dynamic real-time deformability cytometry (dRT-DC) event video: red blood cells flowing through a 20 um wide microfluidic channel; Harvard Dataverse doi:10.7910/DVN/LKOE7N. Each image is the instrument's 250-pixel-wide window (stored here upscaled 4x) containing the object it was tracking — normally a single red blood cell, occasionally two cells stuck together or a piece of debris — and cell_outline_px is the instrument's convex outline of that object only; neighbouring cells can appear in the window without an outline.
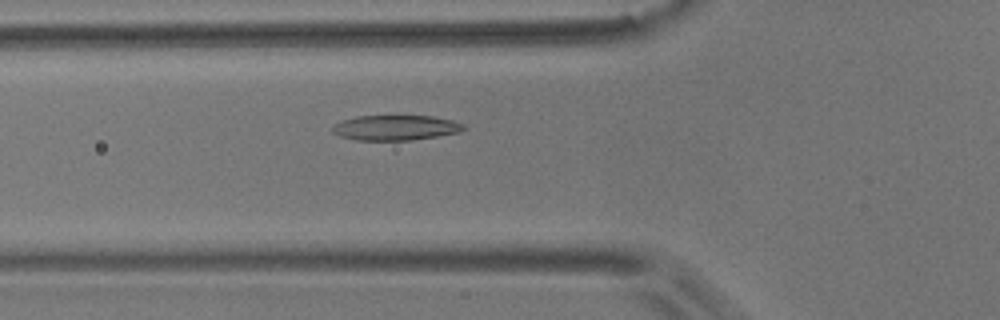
{"species": "common noctule bat (a hibernating species)", "species_latin": "Nyctalus noctula", "temperature_condition": "room temperature", "stored_images_in_passage": 26, "camera_frame_rate_fps": 3000, "um_per_image_px": 0.085, "animal": {"sex": "male", "body_mass_g": 17.9}, "frame": {"image": 1, "passage_image": 4, "time_ms": 1.0, "image_size_px": [1000, 320], "cell_outline_px": [[468, 128], [460, 132], [436, 136], [408, 140], [356, 140], [340, 136], [332, 132], [332, 124], [340, 120], [356, 116], [432, 116], [452, 120], [464, 124]], "centroid_in_image_um": [33.59, 10.85], "position_along_channel_um": 92.2, "area_um2": 19.31}}
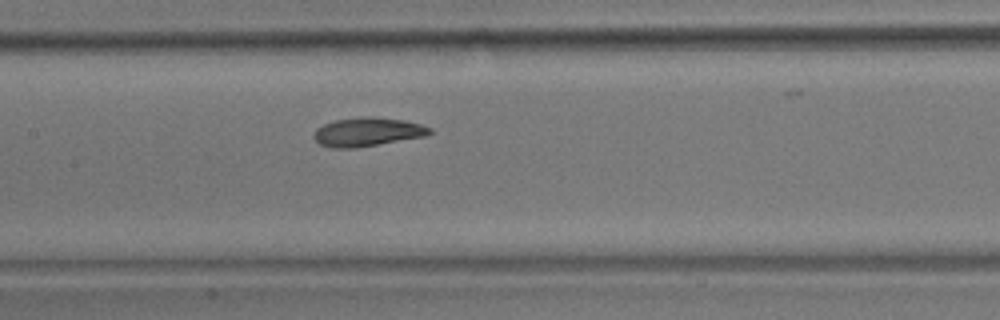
{"frame": {"image": 2, "passage_image": 11, "time_ms": 3.333, "image_size_px": [1000, 320], "cell_outline_px": [[432, 132], [424, 136], [356, 148], [332, 148], [320, 144], [312, 136], [316, 128], [324, 124], [336, 120], [360, 116], [376, 116], [404, 120], [420, 124], [432, 128]], "centroid_in_image_um": [31.21, 11.2], "position_along_channel_um": 176.2, "area_um2": 19.48}}
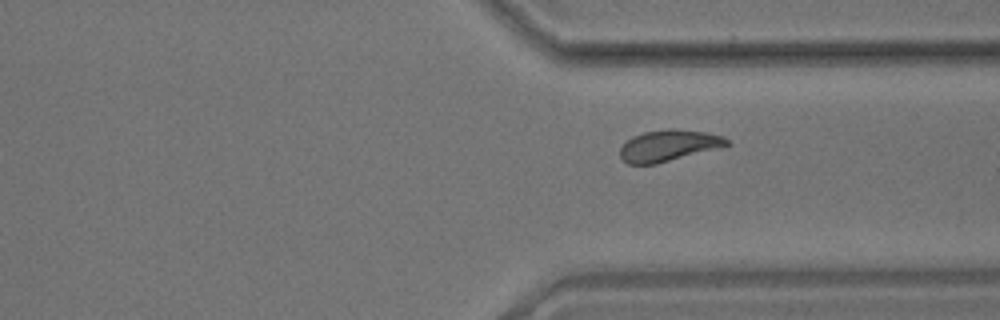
{"frame": {"image": 3, "passage_image": 26, "time_ms": 8.333, "image_size_px": [1000, 320], "cell_outline_px": [[732, 144], [656, 164], [628, 164], [620, 156], [620, 148], [632, 136], [644, 132], [668, 128], [672, 128], [704, 132], [724, 136]], "centroid_in_image_um": [56.83, 12.36], "position_along_channel_um": 354.6, "area_um2": 19.31}}